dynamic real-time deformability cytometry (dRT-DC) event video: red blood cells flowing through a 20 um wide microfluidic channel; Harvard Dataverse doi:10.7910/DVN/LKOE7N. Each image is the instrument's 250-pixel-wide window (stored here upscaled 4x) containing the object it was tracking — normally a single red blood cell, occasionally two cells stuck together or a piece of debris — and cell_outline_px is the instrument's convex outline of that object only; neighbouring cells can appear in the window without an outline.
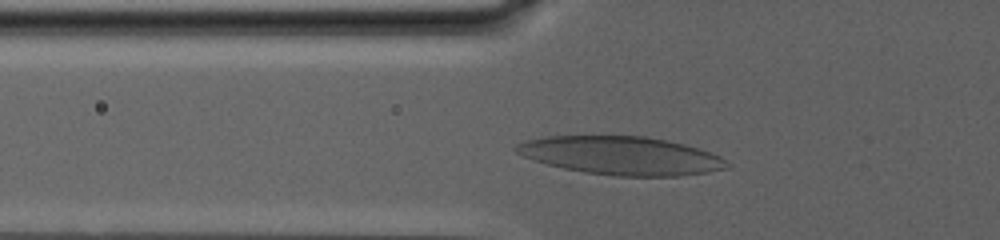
{"species": "human", "species_latin": "Homo sapiens", "temperature_condition": "warm", "stored_images_in_passage": 62, "camera_frame_rate_fps": 3000, "um_per_image_px": 0.085, "donor": {"sex": "male"}, "frame": {"image": 1, "passage_image": 18, "time_ms": 5.667, "image_size_px": [1000, 240], "cell_outline_px": [[728, 164], [724, 168], [708, 172], [680, 176], [616, 176], [584, 172], [564, 168], [532, 160], [516, 152], [512, 148], [516, 144], [524, 140], [544, 136], [644, 136], [684, 144], [720, 156]], "centroid_in_image_um": [52.72, 13.22], "position_along_channel_um": 73.1, "area_um2": 46.76}}
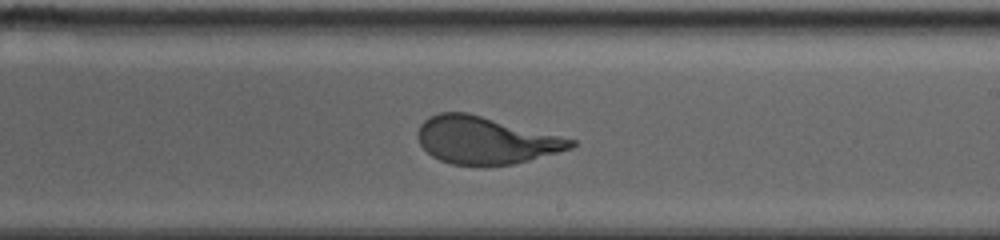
{"frame": {"image": 2, "passage_image": 40, "time_ms": 13.0, "image_size_px": [1000, 240], "cell_outline_px": [[576, 144], [572, 148], [528, 160], [512, 164], [452, 164], [440, 160], [432, 156], [420, 144], [416, 136], [416, 132], [420, 124], [428, 116], [440, 112], [468, 112], [576, 140]], "centroid_in_image_um": [41.22, 11.89], "position_along_channel_um": 247.8, "area_um2": 41.73}}
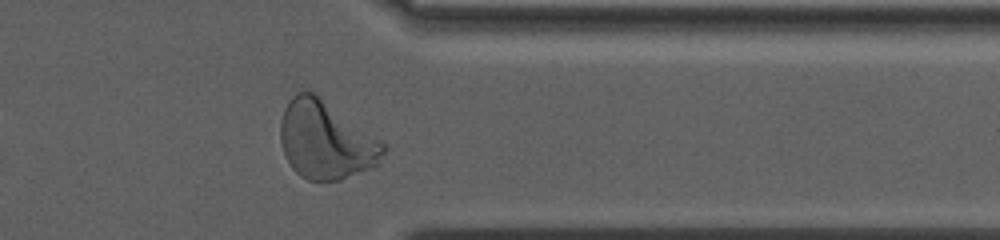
{"frame": {"image": 3, "passage_image": 57, "time_ms": 18.667, "image_size_px": [1000, 240], "cell_outline_px": [[388, 148], [380, 164], [340, 180], [308, 180], [300, 176], [292, 168], [284, 156], [280, 140], [280, 120], [284, 108], [288, 100], [296, 92], [304, 88], [312, 92], [380, 140]], "centroid_in_image_um": [27.66, 11.92], "position_along_channel_um": 383.7, "area_um2": 46.64}, "authors_computed_cell_mechanics": {"area_um2": 43.8413, "velocity_mm_per_s": 2.4307, "shape_relaxation_time_tau1_ms": 6.7291, "shape_relaxation_time_tau2_ms": null, "deformation_change_tau1": 0.2321, "deformation_change_tau2": null}}